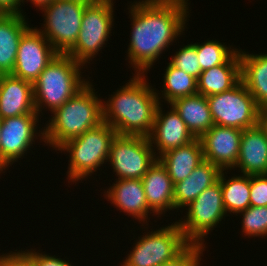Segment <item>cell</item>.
I'll return each mask as SVG.
<instances>
[{"instance_id":"74e56055","label":"cell","mask_w":267,"mask_h":266,"mask_svg":"<svg viewBox=\"0 0 267 266\" xmlns=\"http://www.w3.org/2000/svg\"><path fill=\"white\" fill-rule=\"evenodd\" d=\"M77 1H83V2H87V3H92V2H95V1H98V0H77Z\"/></svg>"},{"instance_id":"8fae6325","label":"cell","mask_w":267,"mask_h":266,"mask_svg":"<svg viewBox=\"0 0 267 266\" xmlns=\"http://www.w3.org/2000/svg\"><path fill=\"white\" fill-rule=\"evenodd\" d=\"M151 146L146 136L116 134L107 162L118 179H142L157 159Z\"/></svg>"},{"instance_id":"2e32d148","label":"cell","mask_w":267,"mask_h":266,"mask_svg":"<svg viewBox=\"0 0 267 266\" xmlns=\"http://www.w3.org/2000/svg\"><path fill=\"white\" fill-rule=\"evenodd\" d=\"M235 167L245 175L267 174V125L263 121L242 131Z\"/></svg>"},{"instance_id":"9a60e30c","label":"cell","mask_w":267,"mask_h":266,"mask_svg":"<svg viewBox=\"0 0 267 266\" xmlns=\"http://www.w3.org/2000/svg\"><path fill=\"white\" fill-rule=\"evenodd\" d=\"M161 105L159 103L156 109L153 129L148 136L151 147L157 148L158 153H155L157 158L168 150L186 145L196 139L171 104H169L170 111L166 114L163 113Z\"/></svg>"},{"instance_id":"7402d4cb","label":"cell","mask_w":267,"mask_h":266,"mask_svg":"<svg viewBox=\"0 0 267 266\" xmlns=\"http://www.w3.org/2000/svg\"><path fill=\"white\" fill-rule=\"evenodd\" d=\"M24 14L0 16V75L12 74L20 38L29 28Z\"/></svg>"},{"instance_id":"4dcf8cb0","label":"cell","mask_w":267,"mask_h":266,"mask_svg":"<svg viewBox=\"0 0 267 266\" xmlns=\"http://www.w3.org/2000/svg\"><path fill=\"white\" fill-rule=\"evenodd\" d=\"M205 245L190 244L178 257L173 261L164 263L160 266H200L202 252Z\"/></svg>"},{"instance_id":"e575fe53","label":"cell","mask_w":267,"mask_h":266,"mask_svg":"<svg viewBox=\"0 0 267 266\" xmlns=\"http://www.w3.org/2000/svg\"><path fill=\"white\" fill-rule=\"evenodd\" d=\"M21 4V0H0V12L2 14H22Z\"/></svg>"},{"instance_id":"52a82bcc","label":"cell","mask_w":267,"mask_h":266,"mask_svg":"<svg viewBox=\"0 0 267 266\" xmlns=\"http://www.w3.org/2000/svg\"><path fill=\"white\" fill-rule=\"evenodd\" d=\"M113 6V0H98L86 6L77 41L66 54L83 66L92 61L108 42L114 21Z\"/></svg>"},{"instance_id":"d590c367","label":"cell","mask_w":267,"mask_h":266,"mask_svg":"<svg viewBox=\"0 0 267 266\" xmlns=\"http://www.w3.org/2000/svg\"><path fill=\"white\" fill-rule=\"evenodd\" d=\"M29 1H31V3L36 7H38L39 9H42L51 4L54 0H29ZM21 2L23 3L24 0H21Z\"/></svg>"},{"instance_id":"44dd1931","label":"cell","mask_w":267,"mask_h":266,"mask_svg":"<svg viewBox=\"0 0 267 266\" xmlns=\"http://www.w3.org/2000/svg\"><path fill=\"white\" fill-rule=\"evenodd\" d=\"M240 77L256 105L267 110V54H248L239 50Z\"/></svg>"},{"instance_id":"3957f363","label":"cell","mask_w":267,"mask_h":266,"mask_svg":"<svg viewBox=\"0 0 267 266\" xmlns=\"http://www.w3.org/2000/svg\"><path fill=\"white\" fill-rule=\"evenodd\" d=\"M88 82L80 91L55 109L54 115L39 131V137L57 150L62 144L81 136L103 122L102 101ZM42 134V135H41Z\"/></svg>"},{"instance_id":"277c9868","label":"cell","mask_w":267,"mask_h":266,"mask_svg":"<svg viewBox=\"0 0 267 266\" xmlns=\"http://www.w3.org/2000/svg\"><path fill=\"white\" fill-rule=\"evenodd\" d=\"M81 68L83 65L68 54L58 53L54 57L33 83L38 115L44 106L51 112L61 107L89 82L82 78Z\"/></svg>"},{"instance_id":"d4e9b609","label":"cell","mask_w":267,"mask_h":266,"mask_svg":"<svg viewBox=\"0 0 267 266\" xmlns=\"http://www.w3.org/2000/svg\"><path fill=\"white\" fill-rule=\"evenodd\" d=\"M170 104L196 138H200L214 125L207 97L202 94L178 98Z\"/></svg>"},{"instance_id":"6da1fadb","label":"cell","mask_w":267,"mask_h":266,"mask_svg":"<svg viewBox=\"0 0 267 266\" xmlns=\"http://www.w3.org/2000/svg\"><path fill=\"white\" fill-rule=\"evenodd\" d=\"M187 1L142 0L130 6L132 32L127 56L135 74L145 75L183 33L189 13Z\"/></svg>"},{"instance_id":"836d02e7","label":"cell","mask_w":267,"mask_h":266,"mask_svg":"<svg viewBox=\"0 0 267 266\" xmlns=\"http://www.w3.org/2000/svg\"><path fill=\"white\" fill-rule=\"evenodd\" d=\"M35 266H73L65 260L58 258L57 256L47 255L34 251Z\"/></svg>"},{"instance_id":"e0dca14e","label":"cell","mask_w":267,"mask_h":266,"mask_svg":"<svg viewBox=\"0 0 267 266\" xmlns=\"http://www.w3.org/2000/svg\"><path fill=\"white\" fill-rule=\"evenodd\" d=\"M36 112L33 83L12 74L0 75V118Z\"/></svg>"},{"instance_id":"ffe728a7","label":"cell","mask_w":267,"mask_h":266,"mask_svg":"<svg viewBox=\"0 0 267 266\" xmlns=\"http://www.w3.org/2000/svg\"><path fill=\"white\" fill-rule=\"evenodd\" d=\"M222 169L208 161H203L189 177L174 184V208L179 210L193 202L206 188L219 180Z\"/></svg>"},{"instance_id":"484cf974","label":"cell","mask_w":267,"mask_h":266,"mask_svg":"<svg viewBox=\"0 0 267 266\" xmlns=\"http://www.w3.org/2000/svg\"><path fill=\"white\" fill-rule=\"evenodd\" d=\"M223 171L218 181L221 184L225 211L238 214L250 206L251 176L241 174L226 180Z\"/></svg>"},{"instance_id":"8d00e7d4","label":"cell","mask_w":267,"mask_h":266,"mask_svg":"<svg viewBox=\"0 0 267 266\" xmlns=\"http://www.w3.org/2000/svg\"><path fill=\"white\" fill-rule=\"evenodd\" d=\"M262 121L267 125V110L262 112Z\"/></svg>"},{"instance_id":"603a6c76","label":"cell","mask_w":267,"mask_h":266,"mask_svg":"<svg viewBox=\"0 0 267 266\" xmlns=\"http://www.w3.org/2000/svg\"><path fill=\"white\" fill-rule=\"evenodd\" d=\"M158 159L175 184L189 177L192 171L204 161L202 143L199 138H196L186 145L166 151Z\"/></svg>"},{"instance_id":"f546056e","label":"cell","mask_w":267,"mask_h":266,"mask_svg":"<svg viewBox=\"0 0 267 266\" xmlns=\"http://www.w3.org/2000/svg\"><path fill=\"white\" fill-rule=\"evenodd\" d=\"M198 60L196 46L191 43L180 48L179 51L172 56L170 63L174 67L198 79L202 72Z\"/></svg>"},{"instance_id":"ba28073f","label":"cell","mask_w":267,"mask_h":266,"mask_svg":"<svg viewBox=\"0 0 267 266\" xmlns=\"http://www.w3.org/2000/svg\"><path fill=\"white\" fill-rule=\"evenodd\" d=\"M207 102L215 125L244 130L262 121V111L241 80L230 90L207 96Z\"/></svg>"},{"instance_id":"83f0119b","label":"cell","mask_w":267,"mask_h":266,"mask_svg":"<svg viewBox=\"0 0 267 266\" xmlns=\"http://www.w3.org/2000/svg\"><path fill=\"white\" fill-rule=\"evenodd\" d=\"M201 71L226 63L238 49H232L217 40L194 43ZM232 49V50H230Z\"/></svg>"},{"instance_id":"d6a6232c","label":"cell","mask_w":267,"mask_h":266,"mask_svg":"<svg viewBox=\"0 0 267 266\" xmlns=\"http://www.w3.org/2000/svg\"><path fill=\"white\" fill-rule=\"evenodd\" d=\"M0 266H35L34 250L2 254L0 256Z\"/></svg>"},{"instance_id":"4fadbf2b","label":"cell","mask_w":267,"mask_h":266,"mask_svg":"<svg viewBox=\"0 0 267 266\" xmlns=\"http://www.w3.org/2000/svg\"><path fill=\"white\" fill-rule=\"evenodd\" d=\"M57 54L38 28L29 27L20 38L12 75L34 83Z\"/></svg>"},{"instance_id":"9c48e42d","label":"cell","mask_w":267,"mask_h":266,"mask_svg":"<svg viewBox=\"0 0 267 266\" xmlns=\"http://www.w3.org/2000/svg\"><path fill=\"white\" fill-rule=\"evenodd\" d=\"M88 4L77 0H54L41 9L45 24L43 30H38L58 53L66 54L75 45Z\"/></svg>"},{"instance_id":"8992f818","label":"cell","mask_w":267,"mask_h":266,"mask_svg":"<svg viewBox=\"0 0 267 266\" xmlns=\"http://www.w3.org/2000/svg\"><path fill=\"white\" fill-rule=\"evenodd\" d=\"M138 238L121 266H160L173 261L190 245L176 221Z\"/></svg>"},{"instance_id":"30bf717a","label":"cell","mask_w":267,"mask_h":266,"mask_svg":"<svg viewBox=\"0 0 267 266\" xmlns=\"http://www.w3.org/2000/svg\"><path fill=\"white\" fill-rule=\"evenodd\" d=\"M186 210L187 218H181L182 221L177 222L184 238L190 244L205 245L204 237L227 215L220 182L206 188Z\"/></svg>"},{"instance_id":"cb8c5ba5","label":"cell","mask_w":267,"mask_h":266,"mask_svg":"<svg viewBox=\"0 0 267 266\" xmlns=\"http://www.w3.org/2000/svg\"><path fill=\"white\" fill-rule=\"evenodd\" d=\"M240 80L238 50L226 63L201 72L197 79V92L205 97L220 94L233 88Z\"/></svg>"},{"instance_id":"ac0fdd59","label":"cell","mask_w":267,"mask_h":266,"mask_svg":"<svg viewBox=\"0 0 267 266\" xmlns=\"http://www.w3.org/2000/svg\"><path fill=\"white\" fill-rule=\"evenodd\" d=\"M112 185L105 192V198L127 215L147 224L148 213L152 210L145 198L142 179H116Z\"/></svg>"},{"instance_id":"7c38bea8","label":"cell","mask_w":267,"mask_h":266,"mask_svg":"<svg viewBox=\"0 0 267 266\" xmlns=\"http://www.w3.org/2000/svg\"><path fill=\"white\" fill-rule=\"evenodd\" d=\"M37 112L2 119L0 134V173L27 153L35 141ZM36 136V137H35ZM22 156V157H21ZM17 160V161H16Z\"/></svg>"},{"instance_id":"5b68a950","label":"cell","mask_w":267,"mask_h":266,"mask_svg":"<svg viewBox=\"0 0 267 266\" xmlns=\"http://www.w3.org/2000/svg\"><path fill=\"white\" fill-rule=\"evenodd\" d=\"M116 131L102 122L81 136L68 140L57 150L69 152L68 178L75 182L87 178L108 161L110 146Z\"/></svg>"},{"instance_id":"7a4b0ae2","label":"cell","mask_w":267,"mask_h":266,"mask_svg":"<svg viewBox=\"0 0 267 266\" xmlns=\"http://www.w3.org/2000/svg\"><path fill=\"white\" fill-rule=\"evenodd\" d=\"M145 75L135 74L112 97L102 102L103 122L119 135L148 137L153 129L160 95L148 85Z\"/></svg>"},{"instance_id":"1f68e13d","label":"cell","mask_w":267,"mask_h":266,"mask_svg":"<svg viewBox=\"0 0 267 266\" xmlns=\"http://www.w3.org/2000/svg\"><path fill=\"white\" fill-rule=\"evenodd\" d=\"M250 206H267V174L251 175Z\"/></svg>"},{"instance_id":"f1b7e54d","label":"cell","mask_w":267,"mask_h":266,"mask_svg":"<svg viewBox=\"0 0 267 266\" xmlns=\"http://www.w3.org/2000/svg\"><path fill=\"white\" fill-rule=\"evenodd\" d=\"M243 217L242 232L248 237L267 236V206H249L246 210L238 213Z\"/></svg>"},{"instance_id":"d6986e66","label":"cell","mask_w":267,"mask_h":266,"mask_svg":"<svg viewBox=\"0 0 267 266\" xmlns=\"http://www.w3.org/2000/svg\"><path fill=\"white\" fill-rule=\"evenodd\" d=\"M145 198L152 215H159L174 208V184L167 169L157 158L142 177Z\"/></svg>"},{"instance_id":"4316f807","label":"cell","mask_w":267,"mask_h":266,"mask_svg":"<svg viewBox=\"0 0 267 266\" xmlns=\"http://www.w3.org/2000/svg\"><path fill=\"white\" fill-rule=\"evenodd\" d=\"M164 89L162 97L167 104L174 100L190 95L197 94V78L185 73L179 68L174 67L170 62L166 67L163 78Z\"/></svg>"},{"instance_id":"5bb4252c","label":"cell","mask_w":267,"mask_h":266,"mask_svg":"<svg viewBox=\"0 0 267 266\" xmlns=\"http://www.w3.org/2000/svg\"><path fill=\"white\" fill-rule=\"evenodd\" d=\"M241 129L213 125L199 139L202 143L204 160L232 170L239 157Z\"/></svg>"},{"instance_id":"f35d334b","label":"cell","mask_w":267,"mask_h":266,"mask_svg":"<svg viewBox=\"0 0 267 266\" xmlns=\"http://www.w3.org/2000/svg\"><path fill=\"white\" fill-rule=\"evenodd\" d=\"M1 124H2V119L0 118V134H1Z\"/></svg>"}]
</instances>
